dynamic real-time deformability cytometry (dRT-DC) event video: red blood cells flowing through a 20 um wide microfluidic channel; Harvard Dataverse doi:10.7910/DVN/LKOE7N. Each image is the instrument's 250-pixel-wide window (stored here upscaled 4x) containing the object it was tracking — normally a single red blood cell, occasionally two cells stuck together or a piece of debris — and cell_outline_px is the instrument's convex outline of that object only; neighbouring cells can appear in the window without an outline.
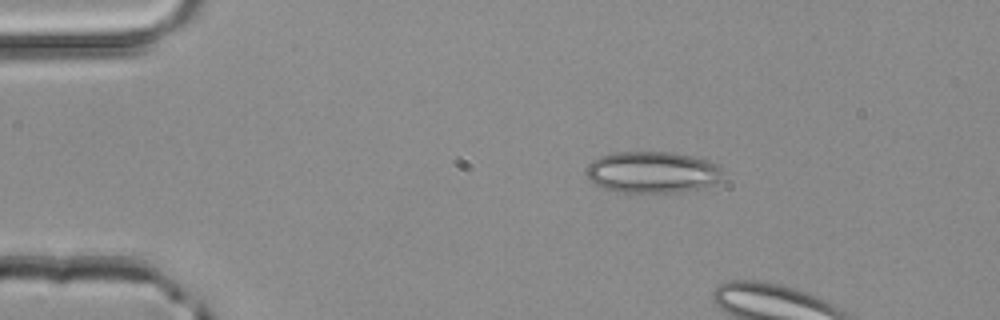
{"species": "common noctule bat (a hibernating species)", "species_latin": "Nyctalus noctula", "temperature_condition": "room temperature", "stored_images_in_passage": 2, "camera_frame_rate_fps": 3000, "um_per_image_px": 0.085, "animal": {"sex": "male", "body_mass_g": 20.4}, "frame": {"image": 1, "passage_image": 1, "time_ms": 0.0, "image_size_px": [1000, 320], "cell_outline_px": [[720, 180], [716, 184], [708, 188], [672, 192], [616, 192], [604, 188], [596, 184], [588, 176], [588, 164], [592, 160], [600, 156], [612, 152], [672, 152], [692, 156], [708, 160], [716, 164], [720, 168]], "centroid_in_image_um": [55.48, 14.64], "position_along_channel_um": 29.5, "area_um2": 33.0}}